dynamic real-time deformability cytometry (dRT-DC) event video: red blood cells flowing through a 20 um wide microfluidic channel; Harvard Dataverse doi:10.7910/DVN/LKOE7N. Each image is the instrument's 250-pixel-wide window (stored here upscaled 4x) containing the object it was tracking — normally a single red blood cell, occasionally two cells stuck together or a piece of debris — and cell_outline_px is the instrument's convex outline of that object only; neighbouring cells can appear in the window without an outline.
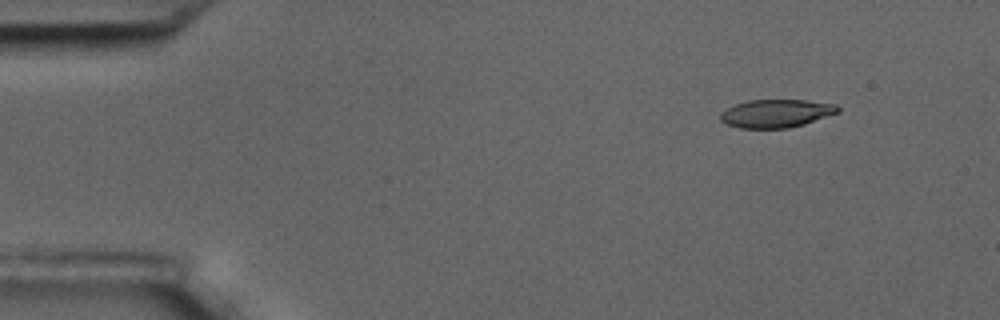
{"species": "common noctule bat (a hibernating species)", "species_latin": "Nyctalus noctula", "temperature_condition": "room temperature", "stored_images_in_passage": 6, "camera_frame_rate_fps": 3000, "um_per_image_px": 0.085, "animal": {"sex": "male", "body_mass_g": 17.5, "forearm_length_mm": 52.3}, "frame": {"image": 1, "passage_image": 2, "time_ms": 1.0, "image_size_px": [1000, 320], "cell_outline_px": [[840, 112], [804, 124], [788, 128], [740, 128], [728, 124], [720, 120], [720, 112], [736, 104], [748, 100], [804, 100], [836, 104], [840, 108]], "centroid_in_image_um": [65.99, 9.64], "position_along_channel_um": 19.0, "area_um2": 19.19}}
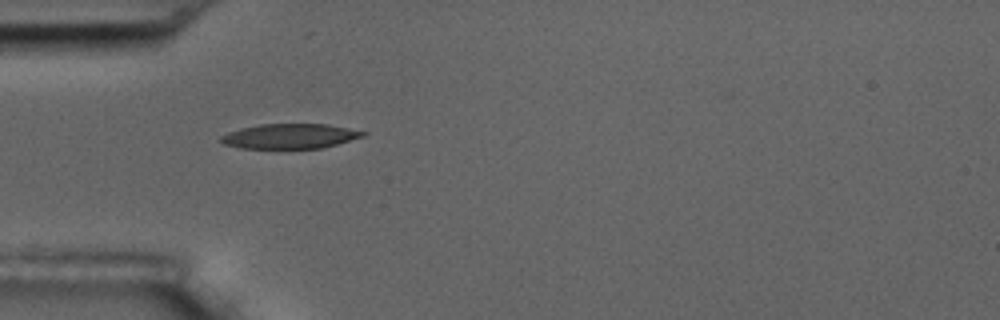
{"frame": {"image": 2, "passage_image": 5, "time_ms": 4.667, "image_size_px": [1000, 320], "cell_outline_px": [[368, 132], [364, 136], [336, 144], [320, 148], [240, 148], [224, 144], [216, 140], [220, 136], [228, 132], [240, 128], [260, 124], [328, 124]], "centroid_in_image_um": [24.59, 11.57], "position_along_channel_um": 60.4, "area_um2": 20.58}}